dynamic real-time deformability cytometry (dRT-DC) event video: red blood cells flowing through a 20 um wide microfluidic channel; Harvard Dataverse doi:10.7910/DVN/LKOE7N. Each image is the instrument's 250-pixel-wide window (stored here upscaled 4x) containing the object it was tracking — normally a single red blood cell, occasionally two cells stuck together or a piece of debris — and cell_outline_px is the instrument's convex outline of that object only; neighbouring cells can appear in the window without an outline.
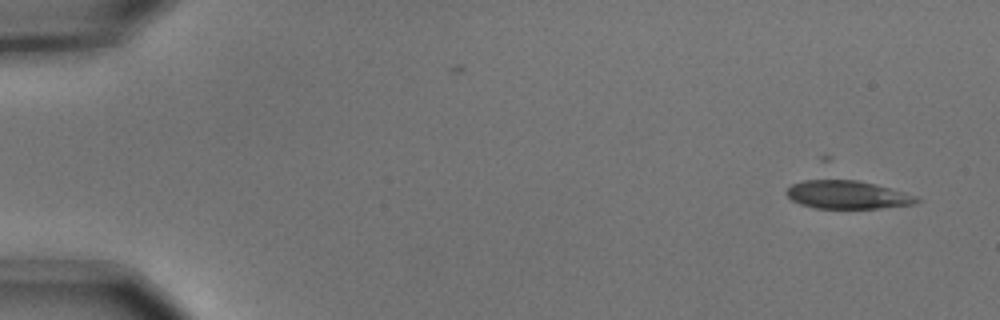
{"species": "common noctule bat (a hibernating species)", "species_latin": "Nyctalus noctula", "temperature_condition": "cold", "stored_images_in_passage": 5, "camera_frame_rate_fps": 3000, "um_per_image_px": 0.085, "animal": {"sex": "male", "body_mass_g": 15.6}, "frame": {"image": 1, "passage_image": 2, "time_ms": 0.333, "image_size_px": [1000, 320], "cell_outline_px": [[920, 200], [912, 204], [876, 208], [816, 208], [800, 204], [792, 200], [784, 192], [792, 184], [804, 180], [820, 176], [828, 176], [856, 180], [876, 184], [916, 196]], "centroid_in_image_um": [71.91, 16.49], "position_along_channel_um": 13.1, "area_um2": 21.91}}
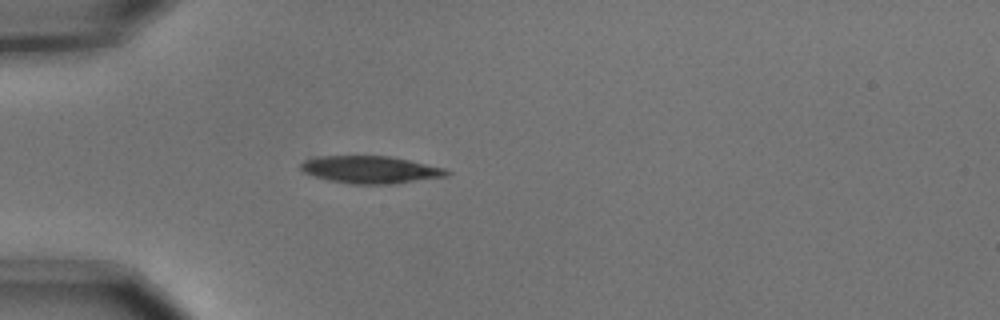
{"frame": {"image": 2, "passage_image": 5, "time_ms": 1.333, "image_size_px": [1000, 320], "cell_outline_px": [[452, 172], [448, 176], [396, 184], [352, 184], [328, 180], [304, 172], [300, 168], [300, 164], [304, 160], [312, 156], [388, 156], [408, 160], [444, 168]], "centroid_in_image_um": [31.49, 14.42], "position_along_channel_um": 53.5, "area_um2": 23.35}}